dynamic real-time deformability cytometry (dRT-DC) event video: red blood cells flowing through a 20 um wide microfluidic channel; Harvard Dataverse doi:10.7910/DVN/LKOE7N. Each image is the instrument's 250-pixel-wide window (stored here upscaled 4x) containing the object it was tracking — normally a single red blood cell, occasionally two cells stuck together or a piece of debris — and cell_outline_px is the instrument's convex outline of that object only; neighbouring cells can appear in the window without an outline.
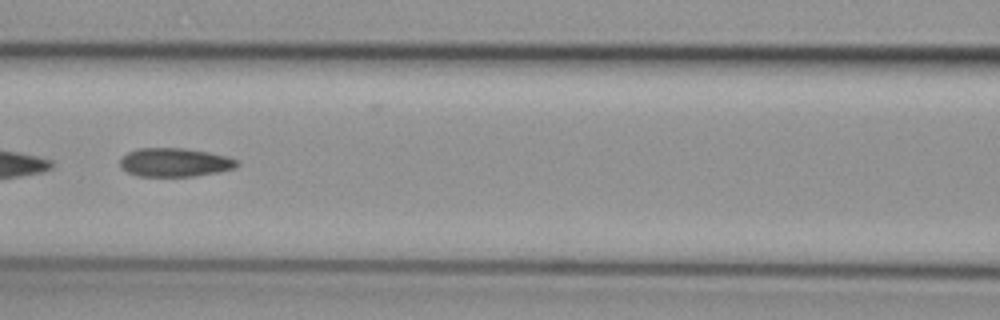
{"species": "common noctule bat (a hibernating species)", "species_latin": "Nyctalus noctula", "temperature_condition": "cold", "stored_images_in_passage": 7, "camera_frame_rate_fps": 3000, "um_per_image_px": 0.085, "animal": {"sex": "female", "body_mass_g": 29.2, "forearm_length_mm": 56.3}, "frame": {"image": 1, "passage_image": 7, "time_ms": 2.0, "image_size_px": [1000, 320], "cell_outline_px": [[240, 164], [236, 168], [220, 172], [196, 176], [136, 176], [128, 172], [120, 164], [120, 160], [128, 152], [136, 148], [184, 148], [208, 152], [228, 156], [240, 160]], "centroid_in_image_um": [14.93, 13.8], "position_along_channel_um": 151.7, "area_um2": 19.71}}